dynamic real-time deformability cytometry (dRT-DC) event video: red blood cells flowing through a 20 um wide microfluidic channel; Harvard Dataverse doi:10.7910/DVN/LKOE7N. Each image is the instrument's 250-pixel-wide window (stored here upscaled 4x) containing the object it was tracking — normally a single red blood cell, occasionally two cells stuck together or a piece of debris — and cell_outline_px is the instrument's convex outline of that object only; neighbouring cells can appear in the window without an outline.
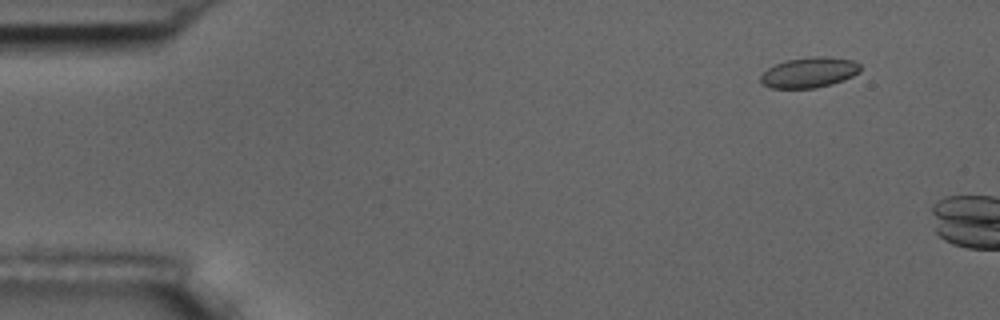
{"species": "common noctule bat (a hibernating species)", "species_latin": "Nyctalus noctula", "temperature_condition": "room temperature", "stored_images_in_passage": 2, "camera_frame_rate_fps": 3000, "um_per_image_px": 0.085, "animal": {"sex": "male", "body_mass_g": 17.5, "forearm_length_mm": 52.3}, "frame": {"image": 1, "passage_image": 1, "time_ms": 0.0, "image_size_px": [1000, 320], "cell_outline_px": [[860, 72], [844, 80], [832, 84], [816, 88], [772, 88], [764, 84], [760, 80], [760, 76], [768, 68], [776, 64], [788, 60], [812, 56], [828, 56], [852, 60], [860, 64]], "centroid_in_image_um": [68.81, 6.16], "position_along_channel_um": 16.2, "area_um2": 17.63}}